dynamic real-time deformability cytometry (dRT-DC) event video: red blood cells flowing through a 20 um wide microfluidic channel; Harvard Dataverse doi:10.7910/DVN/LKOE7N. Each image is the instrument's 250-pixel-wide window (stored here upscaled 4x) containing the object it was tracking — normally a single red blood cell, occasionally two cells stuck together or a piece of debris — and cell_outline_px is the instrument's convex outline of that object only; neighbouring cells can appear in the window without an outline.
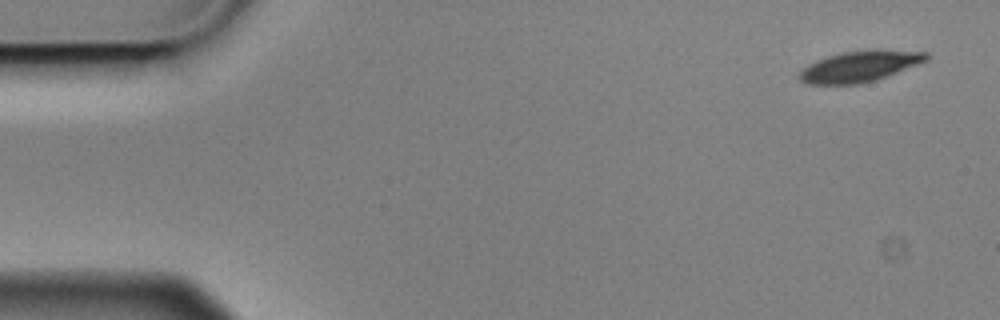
{"species": "Egyptian fruit bat (a non-hibernating species)", "species_latin": "Rousettus aegyptiacus", "temperature_condition": "cold", "stored_images_in_passage": 14, "camera_frame_rate_fps": 3000, "um_per_image_px": 0.085, "animal": {"sex": "male"}, "frame": {"image": 1, "passage_image": 1, "time_ms": 0.0, "image_size_px": [1000, 320], "cell_outline_px": [[928, 60], [876, 80], [860, 84], [804, 84], [800, 80], [800, 72], [808, 64], [816, 60], [828, 56], [844, 52], [876, 48], [928, 52]], "centroid_in_image_um": [73.1, 5.62], "position_along_channel_um": 11.9, "area_um2": 23.0}}
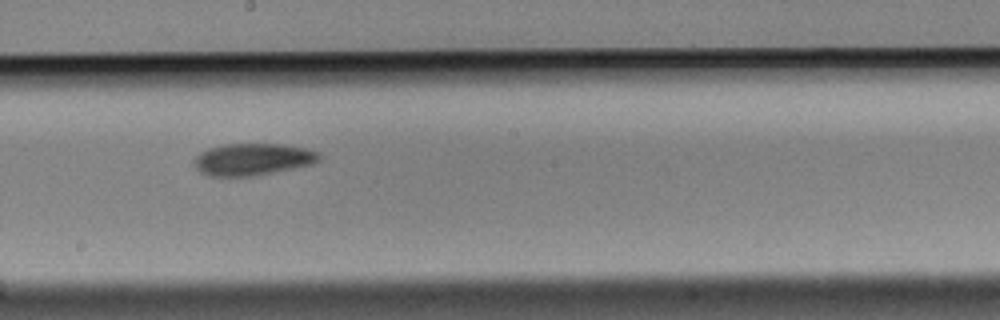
{"frame": {"image": 2, "passage_image": 8, "time_ms": 2.333, "image_size_px": [1000, 320], "cell_outline_px": [[320, 160], [312, 164], [256, 176], [208, 176], [200, 172], [192, 164], [192, 160], [200, 152], [208, 148], [224, 144], [280, 144], [304, 148], [320, 152]], "centroid_in_image_um": [21.44, 13.55], "position_along_channel_um": 226.8, "area_um2": 23.47}}
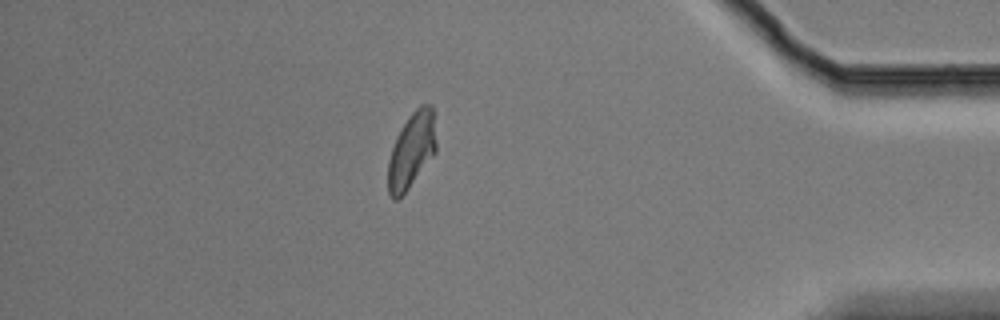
{"frame": {"image": 3, "passage_image": 13, "time_ms": 4.0, "image_size_px": [1000, 320], "cell_outline_px": [[436, 152], [408, 188], [396, 200], [392, 200], [388, 192], [388, 160], [396, 136], [408, 116], [420, 104], [432, 104], [436, 144]], "centroid_in_image_um": [34.97, 12.76], "position_along_channel_um": 400.2, "area_um2": 21.04}}